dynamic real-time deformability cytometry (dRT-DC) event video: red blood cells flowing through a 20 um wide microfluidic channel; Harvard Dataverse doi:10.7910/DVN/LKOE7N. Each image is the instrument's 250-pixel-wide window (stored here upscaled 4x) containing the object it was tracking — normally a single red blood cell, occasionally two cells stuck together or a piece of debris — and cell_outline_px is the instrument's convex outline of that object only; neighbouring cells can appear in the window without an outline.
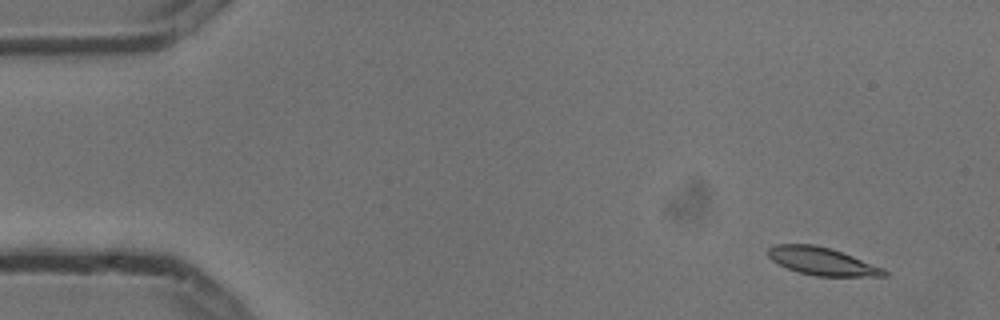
{"species": "common noctule bat (a hibernating species)", "species_latin": "Nyctalus noctula", "temperature_condition": "cold", "stored_images_in_passage": 5, "camera_frame_rate_fps": 3000, "um_per_image_px": 0.085, "animal": {"sex": "male", "body_mass_g": 13.3}, "frame": {"image": 1, "passage_image": 1, "time_ms": 0.0, "image_size_px": [1000, 320], "cell_outline_px": [[888, 276], [816, 276], [796, 272], [772, 260], [768, 256], [768, 248], [772, 244], [812, 244], [828, 248], [852, 256], [884, 268], [888, 272]], "centroid_in_image_um": [69.86, 22.21], "position_along_channel_um": 15.1, "area_um2": 18.61}}
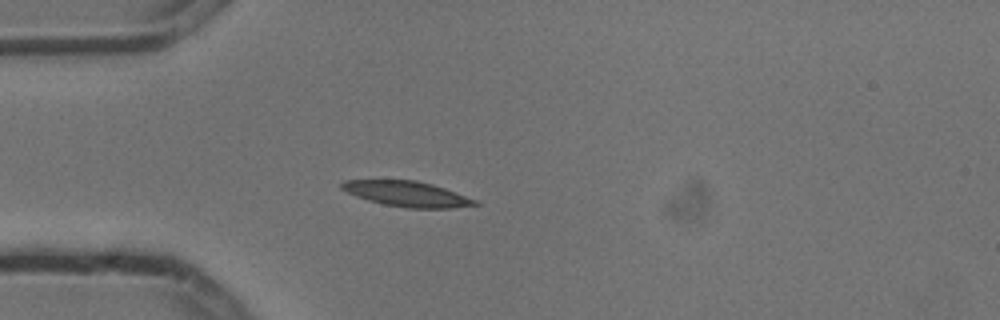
{"frame": {"image": 2, "passage_image": 4, "time_ms": 1.0, "image_size_px": [1000, 320], "cell_outline_px": [[480, 204], [452, 208], [408, 208], [384, 204], [368, 200], [356, 196], [340, 188], [340, 184], [344, 180], [416, 180], [432, 184], [444, 188], [476, 200]], "centroid_in_image_um": [34.57, 16.48], "position_along_channel_um": 50.4, "area_um2": 19.48}}